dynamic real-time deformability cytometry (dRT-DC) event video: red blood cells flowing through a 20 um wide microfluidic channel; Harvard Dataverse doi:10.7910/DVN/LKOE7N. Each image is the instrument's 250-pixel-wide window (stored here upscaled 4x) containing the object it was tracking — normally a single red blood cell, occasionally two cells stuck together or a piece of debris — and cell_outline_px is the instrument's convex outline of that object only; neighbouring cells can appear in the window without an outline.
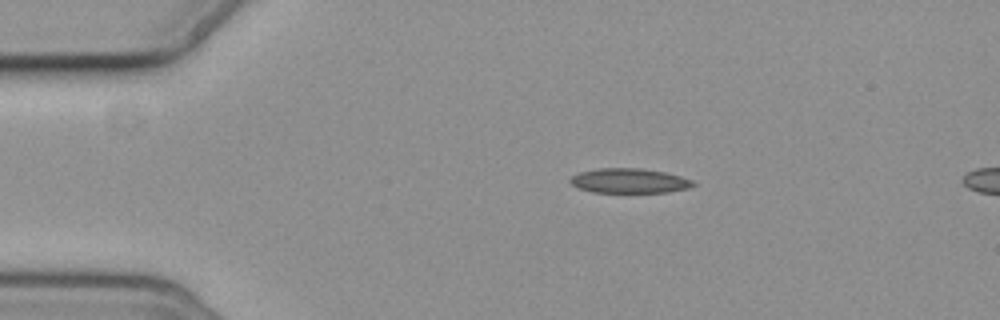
{"species": "common noctule bat (a hibernating species)", "species_latin": "Nyctalus noctula", "temperature_condition": "cold", "stored_images_in_passage": 3, "camera_frame_rate_fps": 3000, "um_per_image_px": 0.085, "animal": {"sex": "female", "body_mass_g": 19.3, "forearm_length_mm": 54.1}, "frame": {"image": 1, "passage_image": 1, "time_ms": 0.0, "image_size_px": [1000, 320], "cell_outline_px": [[696, 184], [688, 188], [668, 192], [592, 192], [580, 188], [572, 184], [568, 180], [572, 176], [580, 172], [596, 168], [640, 168], [664, 172], [680, 176], [692, 180]], "centroid_in_image_um": [53.48, 15.36], "position_along_channel_um": 31.5, "area_um2": 17.57}}